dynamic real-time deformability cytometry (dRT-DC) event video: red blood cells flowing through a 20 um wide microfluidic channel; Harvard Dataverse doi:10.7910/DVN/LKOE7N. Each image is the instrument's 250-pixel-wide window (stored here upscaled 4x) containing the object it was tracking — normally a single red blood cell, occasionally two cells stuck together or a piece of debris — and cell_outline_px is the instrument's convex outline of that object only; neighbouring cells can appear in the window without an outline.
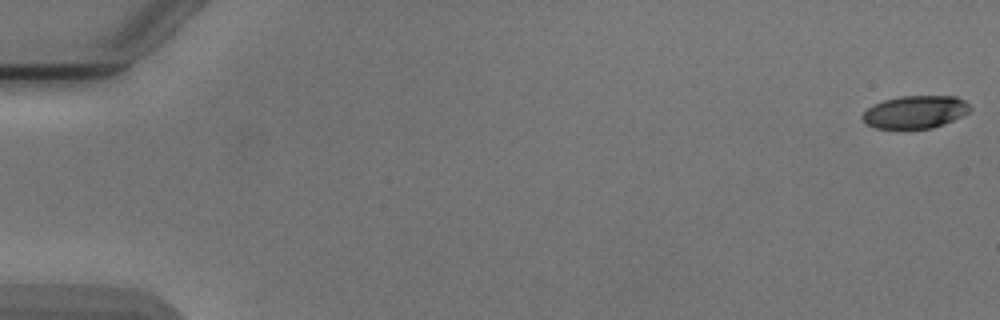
{"species": "Egyptian fruit bat (a non-hibernating species)", "species_latin": "Rousettus aegyptiacus", "temperature_condition": "cold", "stored_images_in_passage": 6, "camera_frame_rate_fps": 3000, "um_per_image_px": 0.085, "animal": {"sex": "male"}, "frame": {"image": 1, "passage_image": 1, "time_ms": 0.0, "image_size_px": [1000, 320], "cell_outline_px": [[972, 108], [968, 112], [944, 124], [932, 128], [876, 128], [868, 124], [860, 116], [872, 104], [884, 100], [900, 96], [956, 96], [964, 100]], "centroid_in_image_um": [77.79, 9.5], "position_along_channel_um": 7.2, "area_um2": 20.35}}
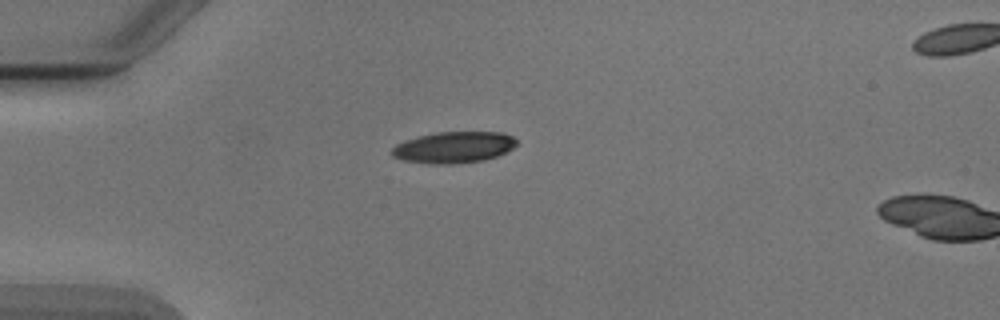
{"frame": {"image": 2, "passage_image": 5, "time_ms": 4.667, "image_size_px": [1000, 320], "cell_outline_px": [[516, 144], [512, 148], [496, 156], [484, 160], [452, 164], [436, 164], [404, 160], [392, 156], [392, 148], [396, 144], [404, 140], [416, 136], [436, 132], [500, 132], [512, 136], [516, 140]], "centroid_in_image_um": [38.54, 12.51], "position_along_channel_um": 46.5, "area_um2": 22.66}}